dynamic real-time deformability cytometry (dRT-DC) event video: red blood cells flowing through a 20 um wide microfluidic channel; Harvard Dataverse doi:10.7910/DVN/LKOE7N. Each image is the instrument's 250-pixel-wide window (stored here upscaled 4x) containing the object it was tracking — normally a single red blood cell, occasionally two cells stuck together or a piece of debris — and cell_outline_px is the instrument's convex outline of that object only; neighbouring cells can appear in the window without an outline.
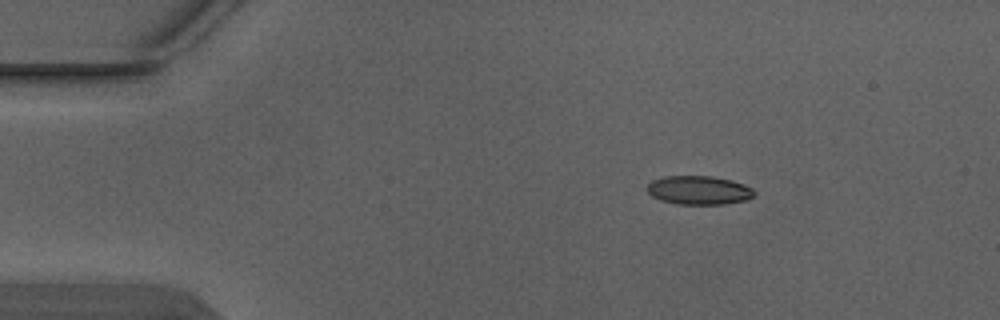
{"species": "Egyptian fruit bat (a non-hibernating species)", "species_latin": "Rousettus aegyptiacus", "temperature_condition": "warm", "stored_images_in_passage": 5, "segment_of_instrument_passage": [1, 2], "camera_frame_rate_fps": 3000, "um_per_image_px": 0.085, "animal": {"sex": "male"}, "frame": {"image": 1, "passage_image": 2, "time_ms": 0.333, "image_size_px": [1000, 320], "cell_outline_px": [[756, 196], [748, 200], [724, 204], [676, 204], [660, 200], [652, 196], [644, 188], [652, 180], [664, 176], [712, 176], [732, 180], [744, 184], [752, 188], [756, 192]], "centroid_in_image_um": [59.42, 16.17], "position_along_channel_um": 25.6, "area_um2": 18.26}}
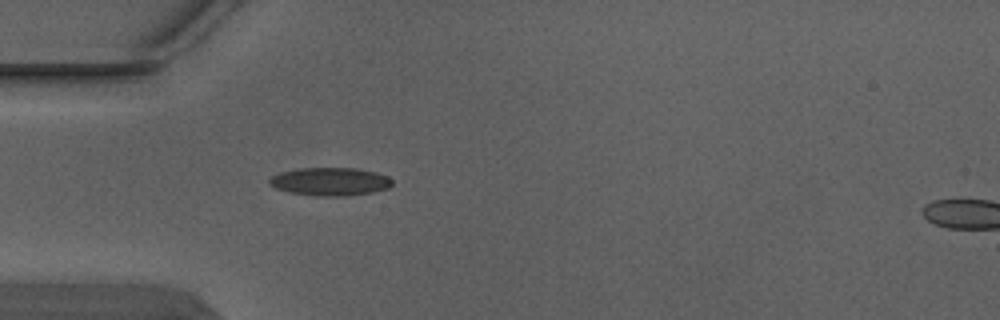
{"frame": {"image": 2, "passage_image": 4, "time_ms": 1.0, "image_size_px": [1000, 320], "cell_outline_px": [[392, 184], [388, 188], [372, 192], [344, 196], [316, 196], [292, 192], [276, 188], [268, 184], [268, 180], [272, 176], [280, 172], [296, 168], [356, 168], [376, 172], [388, 176], [392, 180]], "centroid_in_image_um": [28.05, 15.42], "position_along_channel_um": 56.9, "area_um2": 20.11}}